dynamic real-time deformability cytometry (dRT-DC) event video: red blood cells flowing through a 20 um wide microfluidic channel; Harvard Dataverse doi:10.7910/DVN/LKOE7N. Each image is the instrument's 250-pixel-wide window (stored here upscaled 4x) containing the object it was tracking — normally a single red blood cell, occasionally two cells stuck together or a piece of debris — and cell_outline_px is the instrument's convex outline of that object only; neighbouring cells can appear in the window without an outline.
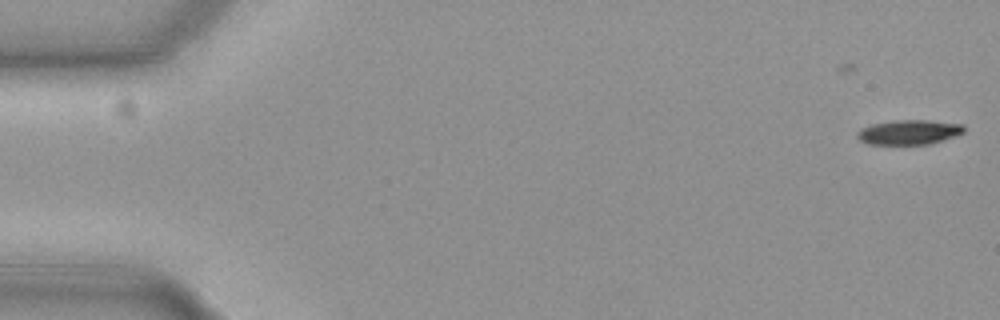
{"species": "common noctule bat (a hibernating species)", "species_latin": "Nyctalus noctula", "temperature_condition": "cold", "stored_images_in_passage": 56, "camera_frame_rate_fps": 3000, "um_per_image_px": 0.085, "animal": {"sex": "female", "body_mass_g": 19.3, "forearm_length_mm": 54.1}, "frame": {"image": 1, "passage_image": 1, "time_ms": 0.0, "image_size_px": [1000, 320], "cell_outline_px": [[964, 132], [928, 144], [868, 144], [860, 140], [856, 136], [864, 128], [872, 124], [900, 120], [924, 120], [964, 124]], "centroid_in_image_um": [77.27, 11.23], "position_along_channel_um": 7.7, "area_um2": 14.85}}
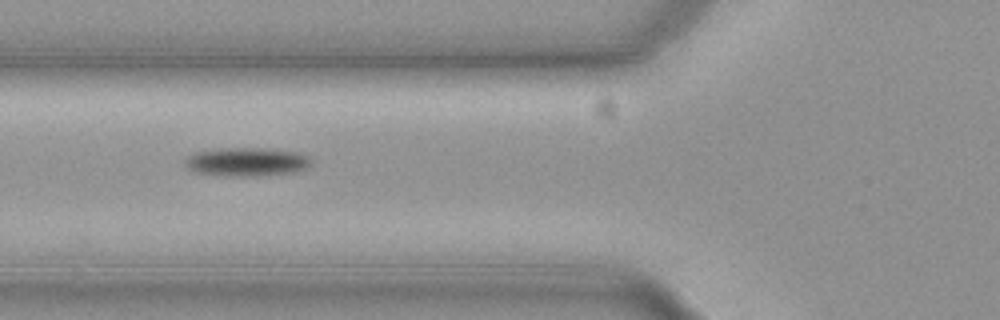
{"frame": {"image": 2, "passage_image": 21, "time_ms": 6.667, "image_size_px": [1000, 320], "cell_outline_px": [[312, 164], [304, 168], [292, 172], [264, 176], [224, 176], [196, 172], [188, 168], [184, 164], [184, 160], [192, 152], [220, 148], [260, 148], [296, 152], [308, 156], [312, 160]], "centroid_in_image_um": [20.92, 13.76], "position_along_channel_um": 104.9, "area_um2": 21.15}}
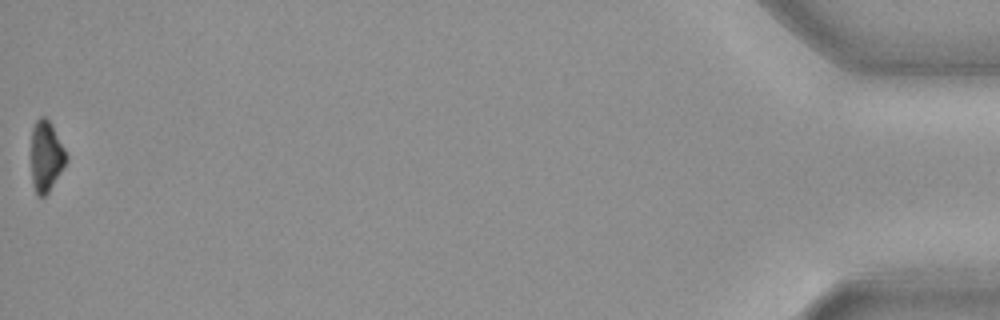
{"frame": {"image": 3, "passage_image": 56, "time_ms": 18.333, "image_size_px": [1000, 320], "cell_outline_px": [[68, 160], [48, 192], [44, 196], [36, 196], [32, 180], [32, 128], [36, 120], [40, 116], [44, 116], [52, 124], [68, 156]], "centroid_in_image_um": [3.93, 13.27], "position_along_channel_um": 431.3, "area_um2": 14.33}, "authors_computed_cell_mechanics": {"area_um2": 17.0221, "velocity_mm_per_s": 3.7156, "shape_relaxation_time_tau1_ms": 2.0236, "shape_relaxation_time_tau2_ms": null, "deformation_change_tau1": 0.1088, "deformation_change_tau2": null}}